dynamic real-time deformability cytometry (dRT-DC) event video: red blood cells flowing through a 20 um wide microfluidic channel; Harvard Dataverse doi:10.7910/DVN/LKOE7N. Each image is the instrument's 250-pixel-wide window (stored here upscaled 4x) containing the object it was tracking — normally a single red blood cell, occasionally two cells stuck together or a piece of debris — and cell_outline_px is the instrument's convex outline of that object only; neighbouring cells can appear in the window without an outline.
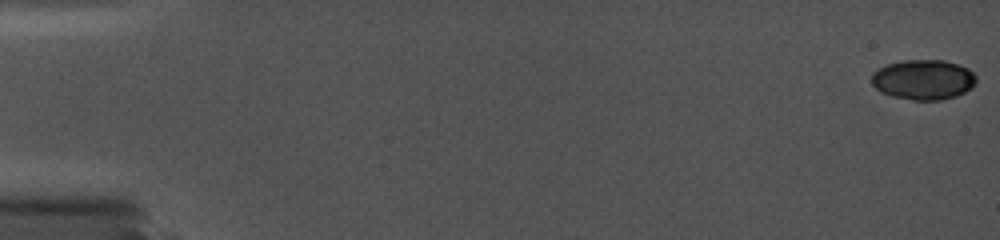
{"species": "common noctule bat (a hibernating species)", "species_latin": "Nyctalus noctula", "temperature_condition": "cold", "stored_images_in_passage": 15, "camera_frame_rate_fps": 5000, "um_per_image_px": 0.085, "animal": {"sex": "female", "body_mass_g": 19.0, "forearm_length_mm": 56.7}, "frame": {"image": 1, "passage_image": 1, "time_ms": 0.0, "image_size_px": [1000, 240], "cell_outline_px": [[976, 80], [972, 88], [956, 96], [940, 100], [912, 100], [892, 96], [880, 92], [872, 84], [872, 72], [888, 64], [904, 60], [944, 60], [968, 68], [976, 76]], "centroid_in_image_um": [78.48, 6.77], "position_along_channel_um": 6.5, "area_um2": 24.39}}
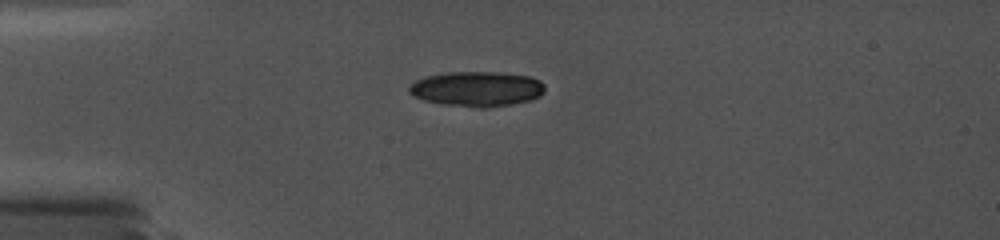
{"frame": {"image": 2, "passage_image": 13, "time_ms": 4.8, "image_size_px": [1000, 240], "cell_outline_px": [[544, 92], [540, 96], [532, 100], [512, 104], [488, 108], [476, 108], [444, 104], [424, 100], [412, 96], [408, 92], [408, 84], [424, 76], [448, 72], [500, 72], [532, 76], [540, 80], [544, 84]], "centroid_in_image_um": [40.53, 7.55], "position_along_channel_um": 44.5, "area_um2": 28.21}}